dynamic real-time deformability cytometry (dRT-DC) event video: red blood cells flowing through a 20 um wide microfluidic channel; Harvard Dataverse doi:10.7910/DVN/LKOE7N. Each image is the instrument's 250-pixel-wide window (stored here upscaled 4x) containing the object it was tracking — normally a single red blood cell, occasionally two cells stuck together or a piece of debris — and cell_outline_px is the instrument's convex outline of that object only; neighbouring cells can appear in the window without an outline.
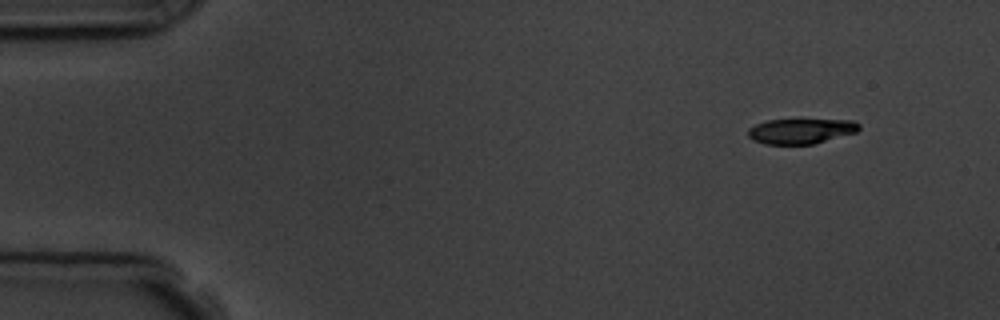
{"species": "common noctule bat (a hibernating species)", "species_latin": "Nyctalus noctula", "temperature_condition": "room temperature", "stored_images_in_passage": 4, "camera_frame_rate_fps": 3000, "um_per_image_px": 0.085, "animal": {"sex": "male", "body_mass_g": 19.5, "forearm_length_mm": 54.6}, "frame": {"image": 1, "passage_image": 1, "time_ms": 0.0, "image_size_px": [1000, 320], "cell_outline_px": [[860, 128], [856, 132], [812, 144], [764, 144], [752, 140], [748, 136], [748, 128], [756, 124], [768, 120], [852, 120], [860, 124]], "centroid_in_image_um": [68.05, 11.14], "position_along_channel_um": 17.0, "area_um2": 16.13}}
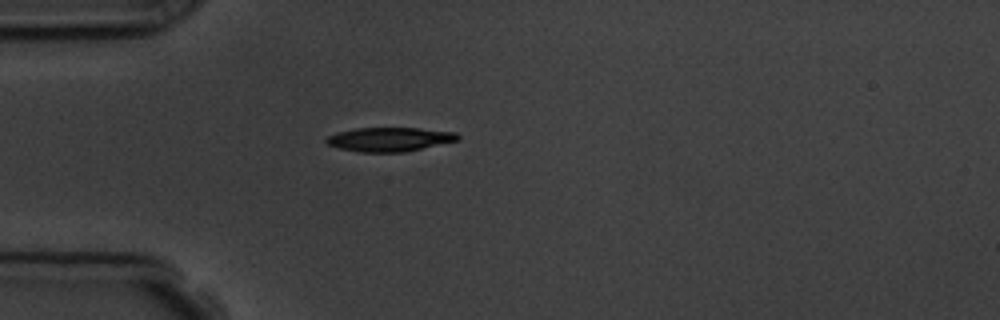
{"frame": {"image": 2, "passage_image": 4, "time_ms": 3.333, "image_size_px": [1000, 320], "cell_outline_px": [[460, 140], [404, 152], [360, 152], [340, 148], [328, 144], [324, 140], [328, 136], [336, 132], [356, 128], [420, 128], [456, 132], [460, 136]], "centroid_in_image_um": [33.13, 11.84], "position_along_channel_um": 51.9, "area_um2": 18.44}}